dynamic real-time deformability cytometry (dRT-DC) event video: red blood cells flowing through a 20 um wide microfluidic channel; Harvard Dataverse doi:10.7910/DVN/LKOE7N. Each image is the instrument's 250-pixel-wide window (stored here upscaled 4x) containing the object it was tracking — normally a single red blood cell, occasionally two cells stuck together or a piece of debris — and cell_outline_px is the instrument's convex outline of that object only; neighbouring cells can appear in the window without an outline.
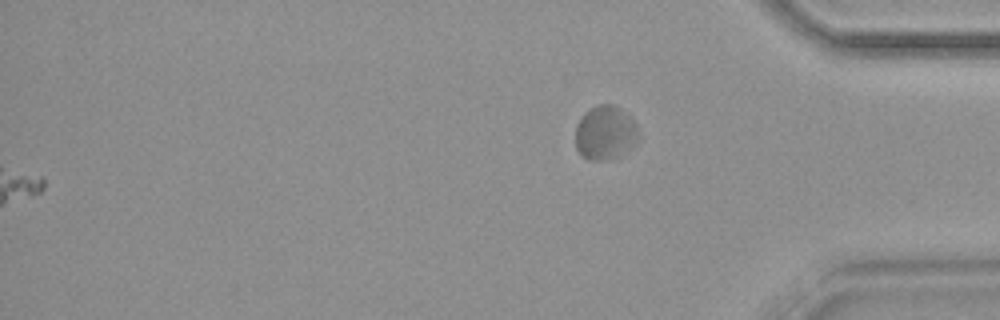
{"species": "common noctule bat (a hibernating species)", "species_latin": "Nyctalus noctula", "temperature_condition": "warm", "stored_images_in_passage": 47, "segment_of_instrument_passage": [2, 2], "camera_frame_rate_fps": 3000, "um_per_image_px": 0.085, "animal": {"sex": "female", "body_mass_g": 18.4}, "frame": {"image": 1, "passage_image": 47, "time_ms": 15.333, "image_size_px": [1000, 320], "cell_outline_px": [[640, 136], [636, 144], [616, 156], [600, 160], [588, 160], [580, 156], [576, 148], [576, 124], [580, 116], [584, 112], [600, 104], [616, 104], [632, 116], [636, 124]], "centroid_in_image_um": [51.45, 11.25], "position_along_channel_um": 383.7, "area_um2": 20.17}}